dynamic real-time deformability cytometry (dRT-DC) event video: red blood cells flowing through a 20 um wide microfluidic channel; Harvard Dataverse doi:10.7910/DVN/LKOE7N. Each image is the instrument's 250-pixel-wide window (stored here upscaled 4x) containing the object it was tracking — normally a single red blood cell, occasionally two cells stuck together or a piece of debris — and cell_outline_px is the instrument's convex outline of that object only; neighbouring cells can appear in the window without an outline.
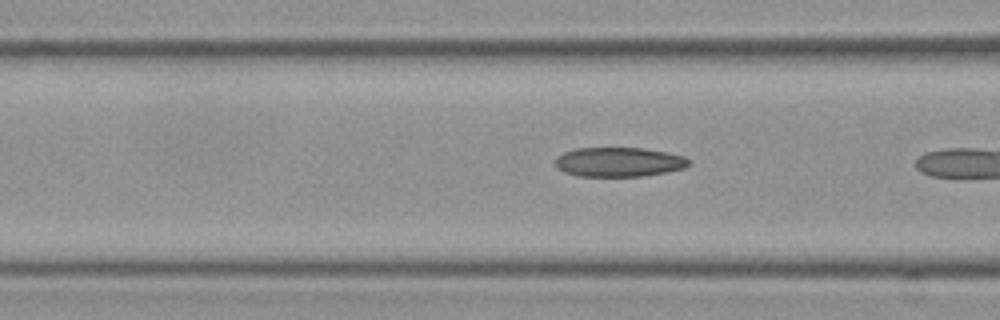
{"species": "Egyptian fruit bat (a non-hibernating species)", "species_latin": "Rousettus aegyptiacus", "temperature_condition": "cold", "stored_images_in_passage": 7, "camera_frame_rate_fps": 3000, "um_per_image_px": 0.085, "frame": {"image": 1, "passage_image": 5, "time_ms": 1.333, "image_size_px": [1000, 320], "cell_outline_px": [[692, 164], [684, 168], [664, 172], [640, 176], [576, 176], [564, 172], [556, 168], [556, 156], [564, 152], [576, 148], [644, 148], [668, 152], [684, 156], [692, 160]], "centroid_in_image_um": [52.62, 13.76], "position_along_channel_um": 114.0, "area_um2": 23.06}}